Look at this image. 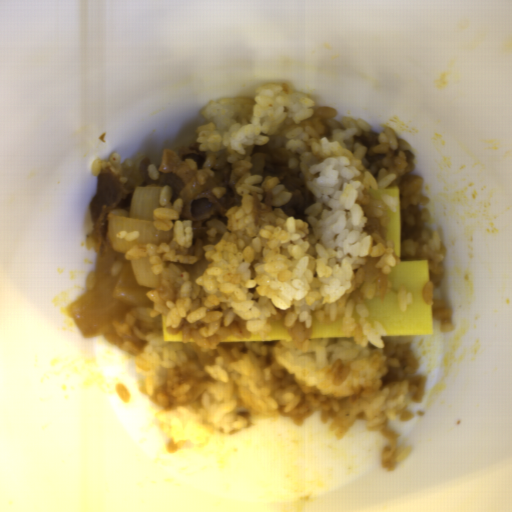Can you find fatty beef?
I'll use <instances>...</instances> for the list:
<instances>
[{"label":"fatty beef","mask_w":512,"mask_h":512,"mask_svg":"<svg viewBox=\"0 0 512 512\" xmlns=\"http://www.w3.org/2000/svg\"><path fill=\"white\" fill-rule=\"evenodd\" d=\"M188 157L195 160L197 170L184 161ZM206 157V152L197 143L184 151L164 148L157 179H152L148 173L151 161L147 157L137 161L129 158L122 165L114 163L108 166L106 172L98 176L95 194L89 204L92 229L87 237L88 246L95 249L99 257L112 248L114 244L108 236L110 215L118 208L129 211L137 186L171 187L172 199L169 202L181 200L180 217L192 221L194 245L206 238L209 222L226 225L227 212L242 206L241 175H235V165L229 162L205 183H200L199 172ZM214 186H224L226 190L219 199L211 191Z\"/></svg>","instance_id":"obj_1"},{"label":"fatty beef","mask_w":512,"mask_h":512,"mask_svg":"<svg viewBox=\"0 0 512 512\" xmlns=\"http://www.w3.org/2000/svg\"><path fill=\"white\" fill-rule=\"evenodd\" d=\"M251 169L249 175L277 176L291 193L288 202L280 206L287 217L306 221V210L313 206L315 197L305 184L300 156L284 148H271L268 144L253 146L249 155Z\"/></svg>","instance_id":"obj_2"},{"label":"fatty beef","mask_w":512,"mask_h":512,"mask_svg":"<svg viewBox=\"0 0 512 512\" xmlns=\"http://www.w3.org/2000/svg\"><path fill=\"white\" fill-rule=\"evenodd\" d=\"M424 178L413 173L404 174L399 184V226L401 241L421 239L425 222L429 219L430 197L423 194Z\"/></svg>","instance_id":"obj_3"},{"label":"fatty beef","mask_w":512,"mask_h":512,"mask_svg":"<svg viewBox=\"0 0 512 512\" xmlns=\"http://www.w3.org/2000/svg\"><path fill=\"white\" fill-rule=\"evenodd\" d=\"M251 193L253 195V208H252L253 220H254V224L256 225V224L260 223V221L264 215L273 212L274 195H273L271 189L267 190V191H263L262 198L264 201L265 208H262L256 191L252 190Z\"/></svg>","instance_id":"obj_4"},{"label":"fatty beef","mask_w":512,"mask_h":512,"mask_svg":"<svg viewBox=\"0 0 512 512\" xmlns=\"http://www.w3.org/2000/svg\"><path fill=\"white\" fill-rule=\"evenodd\" d=\"M353 143H359L363 147L371 150L380 143L379 133L373 132V130H362L360 135L354 134Z\"/></svg>","instance_id":"obj_5"}]
</instances>
